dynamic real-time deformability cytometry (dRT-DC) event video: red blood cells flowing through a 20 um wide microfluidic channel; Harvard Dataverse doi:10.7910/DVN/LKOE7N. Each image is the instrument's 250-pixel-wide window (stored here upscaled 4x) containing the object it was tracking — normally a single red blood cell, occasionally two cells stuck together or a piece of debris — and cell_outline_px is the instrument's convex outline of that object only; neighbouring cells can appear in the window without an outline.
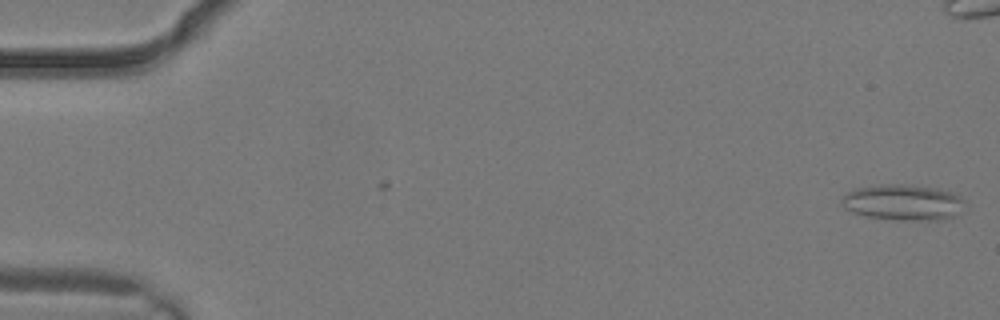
{"species": "common noctule bat (a hibernating species)", "species_latin": "Nyctalus noctula", "temperature_condition": "warm", "stored_images_in_passage": 4, "camera_frame_rate_fps": 3000, "um_per_image_px": 0.085, "animal": {"sex": "male", "body_mass_g": 19.2, "forearm_length_mm": 51.8}, "frame": {"image": 1, "passage_image": 1, "time_ms": 0.0, "image_size_px": [1000, 320], "cell_outline_px": [[968, 208], [956, 216], [940, 220], [904, 220], [868, 216], [852, 212], [844, 208], [840, 204], [840, 200], [848, 192], [856, 188], [880, 184], [904, 184], [940, 188], [952, 192], [960, 196], [964, 200]], "centroid_in_image_um": [76.84, 17.2], "position_along_channel_um": 8.2, "area_um2": 26.18}}